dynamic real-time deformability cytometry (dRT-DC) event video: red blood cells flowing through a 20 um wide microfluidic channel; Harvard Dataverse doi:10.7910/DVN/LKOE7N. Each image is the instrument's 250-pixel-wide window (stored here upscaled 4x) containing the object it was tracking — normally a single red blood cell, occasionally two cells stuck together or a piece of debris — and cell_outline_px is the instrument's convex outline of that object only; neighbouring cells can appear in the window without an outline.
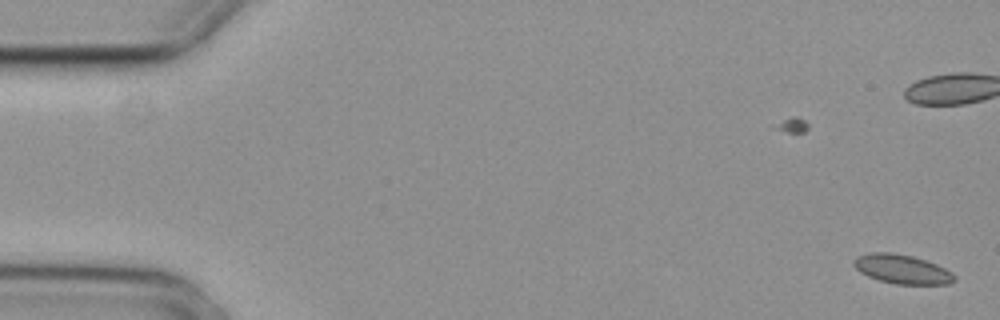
{"species": "common noctule bat (a hibernating species)", "species_latin": "Nyctalus noctula", "temperature_condition": "cold", "stored_images_in_passage": 3, "camera_frame_rate_fps": 3000, "um_per_image_px": 0.085, "animal": {"sex": "female", "body_mass_g": 29.2, "forearm_length_mm": 56.3}, "frame": {"image": 1, "passage_image": 3, "time_ms": 0.667, "image_size_px": [1000, 320], "cell_outline_px": [[956, 280], [948, 284], [896, 284], [880, 280], [868, 276], [860, 272], [852, 264], [852, 260], [856, 256], [868, 252], [892, 252], [912, 256], [936, 264], [952, 272], [956, 276]], "centroid_in_image_um": [76.65, 22.87], "position_along_channel_um": 8.4, "area_um2": 17.17}}